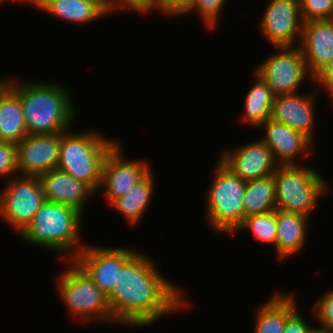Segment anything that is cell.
<instances>
[{
  "label": "cell",
  "mask_w": 333,
  "mask_h": 333,
  "mask_svg": "<svg viewBox=\"0 0 333 333\" xmlns=\"http://www.w3.org/2000/svg\"><path fill=\"white\" fill-rule=\"evenodd\" d=\"M8 85L21 99L28 135L54 134L71 128L76 110L71 93L62 85L35 80L17 84L11 79Z\"/></svg>",
  "instance_id": "2"
},
{
  "label": "cell",
  "mask_w": 333,
  "mask_h": 333,
  "mask_svg": "<svg viewBox=\"0 0 333 333\" xmlns=\"http://www.w3.org/2000/svg\"><path fill=\"white\" fill-rule=\"evenodd\" d=\"M212 184L207 190V222L216 232L235 233L244 220L246 182L218 160Z\"/></svg>",
  "instance_id": "6"
},
{
  "label": "cell",
  "mask_w": 333,
  "mask_h": 333,
  "mask_svg": "<svg viewBox=\"0 0 333 333\" xmlns=\"http://www.w3.org/2000/svg\"><path fill=\"white\" fill-rule=\"evenodd\" d=\"M257 309L254 333H284L287 320V295L275 293Z\"/></svg>",
  "instance_id": "25"
},
{
  "label": "cell",
  "mask_w": 333,
  "mask_h": 333,
  "mask_svg": "<svg viewBox=\"0 0 333 333\" xmlns=\"http://www.w3.org/2000/svg\"><path fill=\"white\" fill-rule=\"evenodd\" d=\"M117 143L93 130L77 134L61 132L57 168L88 184L94 191L100 190L105 159Z\"/></svg>",
  "instance_id": "4"
},
{
  "label": "cell",
  "mask_w": 333,
  "mask_h": 333,
  "mask_svg": "<svg viewBox=\"0 0 333 333\" xmlns=\"http://www.w3.org/2000/svg\"><path fill=\"white\" fill-rule=\"evenodd\" d=\"M81 217L82 213L71 206L46 201L20 237L35 247L64 252L65 255L70 251L68 260H72L86 246L83 242L79 244Z\"/></svg>",
  "instance_id": "3"
},
{
  "label": "cell",
  "mask_w": 333,
  "mask_h": 333,
  "mask_svg": "<svg viewBox=\"0 0 333 333\" xmlns=\"http://www.w3.org/2000/svg\"><path fill=\"white\" fill-rule=\"evenodd\" d=\"M3 1L5 2L7 0H0V2H3ZM20 1H27L29 4L31 3L33 6H35L38 9V2H39V0H20Z\"/></svg>",
  "instance_id": "36"
},
{
  "label": "cell",
  "mask_w": 333,
  "mask_h": 333,
  "mask_svg": "<svg viewBox=\"0 0 333 333\" xmlns=\"http://www.w3.org/2000/svg\"><path fill=\"white\" fill-rule=\"evenodd\" d=\"M38 9L53 18L77 24L89 23L111 12L100 0H39Z\"/></svg>",
  "instance_id": "19"
},
{
  "label": "cell",
  "mask_w": 333,
  "mask_h": 333,
  "mask_svg": "<svg viewBox=\"0 0 333 333\" xmlns=\"http://www.w3.org/2000/svg\"><path fill=\"white\" fill-rule=\"evenodd\" d=\"M320 87L323 86L333 96V57L330 62L313 78Z\"/></svg>",
  "instance_id": "34"
},
{
  "label": "cell",
  "mask_w": 333,
  "mask_h": 333,
  "mask_svg": "<svg viewBox=\"0 0 333 333\" xmlns=\"http://www.w3.org/2000/svg\"><path fill=\"white\" fill-rule=\"evenodd\" d=\"M317 92L275 95L271 118L284 123L313 141L314 102Z\"/></svg>",
  "instance_id": "16"
},
{
  "label": "cell",
  "mask_w": 333,
  "mask_h": 333,
  "mask_svg": "<svg viewBox=\"0 0 333 333\" xmlns=\"http://www.w3.org/2000/svg\"><path fill=\"white\" fill-rule=\"evenodd\" d=\"M137 252L136 249L128 247L107 248L86 244L72 260L109 296L117 284L118 273Z\"/></svg>",
  "instance_id": "10"
},
{
  "label": "cell",
  "mask_w": 333,
  "mask_h": 333,
  "mask_svg": "<svg viewBox=\"0 0 333 333\" xmlns=\"http://www.w3.org/2000/svg\"><path fill=\"white\" fill-rule=\"evenodd\" d=\"M255 78L256 83L249 89L245 97V113L242 120L249 125L259 127L271 118L275 94L258 75Z\"/></svg>",
  "instance_id": "23"
},
{
  "label": "cell",
  "mask_w": 333,
  "mask_h": 333,
  "mask_svg": "<svg viewBox=\"0 0 333 333\" xmlns=\"http://www.w3.org/2000/svg\"><path fill=\"white\" fill-rule=\"evenodd\" d=\"M169 281L150 257L137 252L118 273L117 284L108 296L115 322L143 327L189 304L183 302L178 286Z\"/></svg>",
  "instance_id": "1"
},
{
  "label": "cell",
  "mask_w": 333,
  "mask_h": 333,
  "mask_svg": "<svg viewBox=\"0 0 333 333\" xmlns=\"http://www.w3.org/2000/svg\"><path fill=\"white\" fill-rule=\"evenodd\" d=\"M309 218L293 212L277 210V238L275 250L280 260L296 255L306 243Z\"/></svg>",
  "instance_id": "20"
},
{
  "label": "cell",
  "mask_w": 333,
  "mask_h": 333,
  "mask_svg": "<svg viewBox=\"0 0 333 333\" xmlns=\"http://www.w3.org/2000/svg\"><path fill=\"white\" fill-rule=\"evenodd\" d=\"M68 270L60 273L56 283L60 297L75 317L81 321H105L116 323L109 304L108 296L102 292L85 272L73 261Z\"/></svg>",
  "instance_id": "7"
},
{
  "label": "cell",
  "mask_w": 333,
  "mask_h": 333,
  "mask_svg": "<svg viewBox=\"0 0 333 333\" xmlns=\"http://www.w3.org/2000/svg\"><path fill=\"white\" fill-rule=\"evenodd\" d=\"M244 218L276 210L273 175L246 182L244 193Z\"/></svg>",
  "instance_id": "24"
},
{
  "label": "cell",
  "mask_w": 333,
  "mask_h": 333,
  "mask_svg": "<svg viewBox=\"0 0 333 333\" xmlns=\"http://www.w3.org/2000/svg\"><path fill=\"white\" fill-rule=\"evenodd\" d=\"M225 2L227 0H194L192 5L183 14L190 13L197 8L196 11L203 19L202 21H204L205 26L213 29L219 24L218 18Z\"/></svg>",
  "instance_id": "27"
},
{
  "label": "cell",
  "mask_w": 333,
  "mask_h": 333,
  "mask_svg": "<svg viewBox=\"0 0 333 333\" xmlns=\"http://www.w3.org/2000/svg\"><path fill=\"white\" fill-rule=\"evenodd\" d=\"M273 178L276 209L308 218L321 195L330 189L317 171L298 164L278 165Z\"/></svg>",
  "instance_id": "5"
},
{
  "label": "cell",
  "mask_w": 333,
  "mask_h": 333,
  "mask_svg": "<svg viewBox=\"0 0 333 333\" xmlns=\"http://www.w3.org/2000/svg\"><path fill=\"white\" fill-rule=\"evenodd\" d=\"M16 175L0 193V217L20 235L46 200L39 177Z\"/></svg>",
  "instance_id": "8"
},
{
  "label": "cell",
  "mask_w": 333,
  "mask_h": 333,
  "mask_svg": "<svg viewBox=\"0 0 333 333\" xmlns=\"http://www.w3.org/2000/svg\"><path fill=\"white\" fill-rule=\"evenodd\" d=\"M260 127H264L265 130V137L261 140L271 150L274 160L279 165L298 164L295 161L298 154H310L308 149L312 147L310 144L313 142L286 124L269 118Z\"/></svg>",
  "instance_id": "17"
},
{
  "label": "cell",
  "mask_w": 333,
  "mask_h": 333,
  "mask_svg": "<svg viewBox=\"0 0 333 333\" xmlns=\"http://www.w3.org/2000/svg\"><path fill=\"white\" fill-rule=\"evenodd\" d=\"M251 230L260 242L275 246L277 238V209L263 214H254L244 218L236 231Z\"/></svg>",
  "instance_id": "26"
},
{
  "label": "cell",
  "mask_w": 333,
  "mask_h": 333,
  "mask_svg": "<svg viewBox=\"0 0 333 333\" xmlns=\"http://www.w3.org/2000/svg\"><path fill=\"white\" fill-rule=\"evenodd\" d=\"M18 172L16 144L0 141V178Z\"/></svg>",
  "instance_id": "31"
},
{
  "label": "cell",
  "mask_w": 333,
  "mask_h": 333,
  "mask_svg": "<svg viewBox=\"0 0 333 333\" xmlns=\"http://www.w3.org/2000/svg\"><path fill=\"white\" fill-rule=\"evenodd\" d=\"M119 8L132 9L135 12L147 13L154 8L158 9V0H119Z\"/></svg>",
  "instance_id": "33"
},
{
  "label": "cell",
  "mask_w": 333,
  "mask_h": 333,
  "mask_svg": "<svg viewBox=\"0 0 333 333\" xmlns=\"http://www.w3.org/2000/svg\"><path fill=\"white\" fill-rule=\"evenodd\" d=\"M45 200L71 206L83 214L86 198L94 190L58 168L39 176Z\"/></svg>",
  "instance_id": "18"
},
{
  "label": "cell",
  "mask_w": 333,
  "mask_h": 333,
  "mask_svg": "<svg viewBox=\"0 0 333 333\" xmlns=\"http://www.w3.org/2000/svg\"><path fill=\"white\" fill-rule=\"evenodd\" d=\"M218 160L245 182L273 175L279 165L261 139L231 152L225 150Z\"/></svg>",
  "instance_id": "14"
},
{
  "label": "cell",
  "mask_w": 333,
  "mask_h": 333,
  "mask_svg": "<svg viewBox=\"0 0 333 333\" xmlns=\"http://www.w3.org/2000/svg\"><path fill=\"white\" fill-rule=\"evenodd\" d=\"M295 302L293 295H287V320L284 333H315L317 328L307 324Z\"/></svg>",
  "instance_id": "30"
},
{
  "label": "cell",
  "mask_w": 333,
  "mask_h": 333,
  "mask_svg": "<svg viewBox=\"0 0 333 333\" xmlns=\"http://www.w3.org/2000/svg\"><path fill=\"white\" fill-rule=\"evenodd\" d=\"M194 0H158V10L165 14L183 15Z\"/></svg>",
  "instance_id": "32"
},
{
  "label": "cell",
  "mask_w": 333,
  "mask_h": 333,
  "mask_svg": "<svg viewBox=\"0 0 333 333\" xmlns=\"http://www.w3.org/2000/svg\"><path fill=\"white\" fill-rule=\"evenodd\" d=\"M8 84V79L6 80H0V91Z\"/></svg>",
  "instance_id": "37"
},
{
  "label": "cell",
  "mask_w": 333,
  "mask_h": 333,
  "mask_svg": "<svg viewBox=\"0 0 333 333\" xmlns=\"http://www.w3.org/2000/svg\"><path fill=\"white\" fill-rule=\"evenodd\" d=\"M152 170L122 197L115 199L111 206L120 211L128 223L136 224L146 211L154 189Z\"/></svg>",
  "instance_id": "22"
},
{
  "label": "cell",
  "mask_w": 333,
  "mask_h": 333,
  "mask_svg": "<svg viewBox=\"0 0 333 333\" xmlns=\"http://www.w3.org/2000/svg\"><path fill=\"white\" fill-rule=\"evenodd\" d=\"M298 46L313 79L333 57V19L303 23Z\"/></svg>",
  "instance_id": "15"
},
{
  "label": "cell",
  "mask_w": 333,
  "mask_h": 333,
  "mask_svg": "<svg viewBox=\"0 0 333 333\" xmlns=\"http://www.w3.org/2000/svg\"><path fill=\"white\" fill-rule=\"evenodd\" d=\"M118 142L107 154L103 169L101 187L104 197L111 204L115 199L125 195L132 187L141 181L150 171V165L142 161H126L123 149Z\"/></svg>",
  "instance_id": "12"
},
{
  "label": "cell",
  "mask_w": 333,
  "mask_h": 333,
  "mask_svg": "<svg viewBox=\"0 0 333 333\" xmlns=\"http://www.w3.org/2000/svg\"><path fill=\"white\" fill-rule=\"evenodd\" d=\"M303 22L333 19V0H299Z\"/></svg>",
  "instance_id": "28"
},
{
  "label": "cell",
  "mask_w": 333,
  "mask_h": 333,
  "mask_svg": "<svg viewBox=\"0 0 333 333\" xmlns=\"http://www.w3.org/2000/svg\"><path fill=\"white\" fill-rule=\"evenodd\" d=\"M266 7L260 31L274 47L293 46L301 38L303 20L299 0H271Z\"/></svg>",
  "instance_id": "11"
},
{
  "label": "cell",
  "mask_w": 333,
  "mask_h": 333,
  "mask_svg": "<svg viewBox=\"0 0 333 333\" xmlns=\"http://www.w3.org/2000/svg\"><path fill=\"white\" fill-rule=\"evenodd\" d=\"M323 295L313 305L312 312L320 323L321 328L317 327V330L333 332V290L327 291Z\"/></svg>",
  "instance_id": "29"
},
{
  "label": "cell",
  "mask_w": 333,
  "mask_h": 333,
  "mask_svg": "<svg viewBox=\"0 0 333 333\" xmlns=\"http://www.w3.org/2000/svg\"><path fill=\"white\" fill-rule=\"evenodd\" d=\"M61 146V132L33 134L24 137L17 148L18 173L22 176H37L56 169Z\"/></svg>",
  "instance_id": "13"
},
{
  "label": "cell",
  "mask_w": 333,
  "mask_h": 333,
  "mask_svg": "<svg viewBox=\"0 0 333 333\" xmlns=\"http://www.w3.org/2000/svg\"><path fill=\"white\" fill-rule=\"evenodd\" d=\"M293 47H276L280 51L265 58L256 69L255 75L265 81L275 95L297 93L309 73L300 48Z\"/></svg>",
  "instance_id": "9"
},
{
  "label": "cell",
  "mask_w": 333,
  "mask_h": 333,
  "mask_svg": "<svg viewBox=\"0 0 333 333\" xmlns=\"http://www.w3.org/2000/svg\"><path fill=\"white\" fill-rule=\"evenodd\" d=\"M105 6H107L111 12L114 11L115 8H119V0H100Z\"/></svg>",
  "instance_id": "35"
},
{
  "label": "cell",
  "mask_w": 333,
  "mask_h": 333,
  "mask_svg": "<svg viewBox=\"0 0 333 333\" xmlns=\"http://www.w3.org/2000/svg\"><path fill=\"white\" fill-rule=\"evenodd\" d=\"M315 333H333V332H324V331L316 330Z\"/></svg>",
  "instance_id": "38"
},
{
  "label": "cell",
  "mask_w": 333,
  "mask_h": 333,
  "mask_svg": "<svg viewBox=\"0 0 333 333\" xmlns=\"http://www.w3.org/2000/svg\"><path fill=\"white\" fill-rule=\"evenodd\" d=\"M27 135L21 99L7 84L0 91V141L18 144Z\"/></svg>",
  "instance_id": "21"
}]
</instances>
